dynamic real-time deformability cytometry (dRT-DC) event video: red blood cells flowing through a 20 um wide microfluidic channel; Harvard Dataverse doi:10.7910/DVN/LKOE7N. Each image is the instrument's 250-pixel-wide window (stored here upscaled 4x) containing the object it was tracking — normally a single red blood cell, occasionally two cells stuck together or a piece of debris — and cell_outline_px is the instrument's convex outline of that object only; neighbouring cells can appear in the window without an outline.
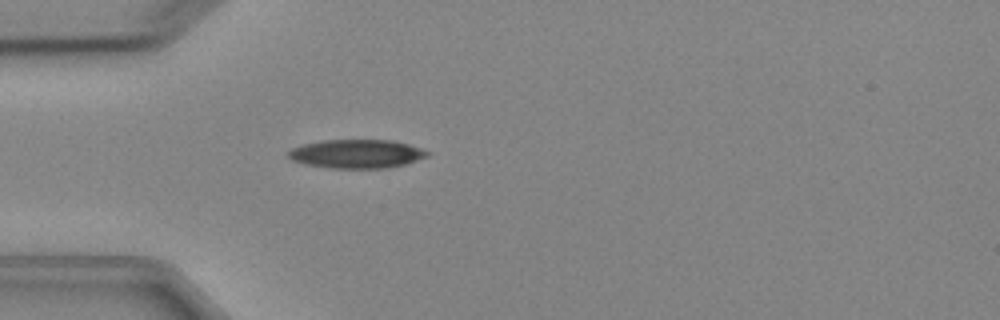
{"species": "Egyptian fruit bat (a non-hibernating species)", "species_latin": "Rousettus aegyptiacus", "temperature_condition": "cold", "stored_images_in_passage": 3, "camera_frame_rate_fps": 3000, "um_per_image_px": 0.085, "animal": {"sex": "female"}, "frame": {"image": 1, "passage_image": 3, "time_ms": 3.333, "image_size_px": [1000, 320], "cell_outline_px": [[432, 152], [428, 156], [404, 164], [388, 168], [332, 168], [304, 164], [292, 160], [288, 156], [288, 152], [292, 148], [304, 144], [324, 140], [392, 140], [408, 144]], "centroid_in_image_um": [30.33, 13.07], "position_along_channel_um": 54.7, "area_um2": 23.18}}